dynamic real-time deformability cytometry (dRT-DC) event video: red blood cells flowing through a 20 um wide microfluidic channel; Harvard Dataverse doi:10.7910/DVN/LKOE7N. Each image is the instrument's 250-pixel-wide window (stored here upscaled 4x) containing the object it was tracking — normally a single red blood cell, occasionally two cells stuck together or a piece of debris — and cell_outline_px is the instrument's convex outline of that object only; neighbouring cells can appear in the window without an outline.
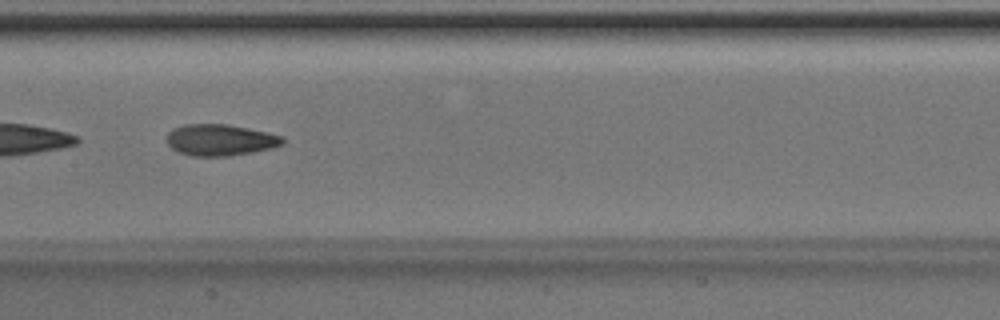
{"species": "Egyptian fruit bat (a non-hibernating species)", "species_latin": "Rousettus aegyptiacus", "temperature_condition": "room temperature", "stored_images_in_passage": 48, "camera_frame_rate_fps": 3000, "um_per_image_px": 0.085, "animal": {"sex": "male"}, "frame": {"image": 1, "passage_image": 24, "time_ms": 7.667, "image_size_px": [1000, 320], "cell_outline_px": [[284, 144], [272, 148], [252, 152], [228, 156], [192, 156], [180, 152], [172, 148], [168, 144], [168, 132], [172, 128], [184, 124], [228, 124], [268, 132], [284, 136]], "centroid_in_image_um": [18.75, 11.89], "position_along_channel_um": 188.7, "area_um2": 21.27}}
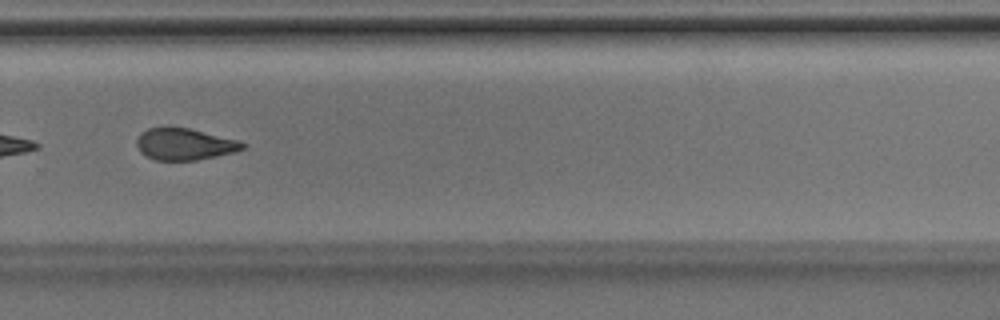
{"frame": {"image": 2, "passage_image": 33, "time_ms": 10.667, "image_size_px": [1000, 320], "cell_outline_px": [[244, 148], [236, 152], [196, 160], [156, 160], [140, 152], [136, 144], [136, 140], [140, 132], [148, 128], [188, 128], [236, 140], [244, 144]], "centroid_in_image_um": [15.65, 12.26], "position_along_channel_um": 314.2, "area_um2": 19.19}}
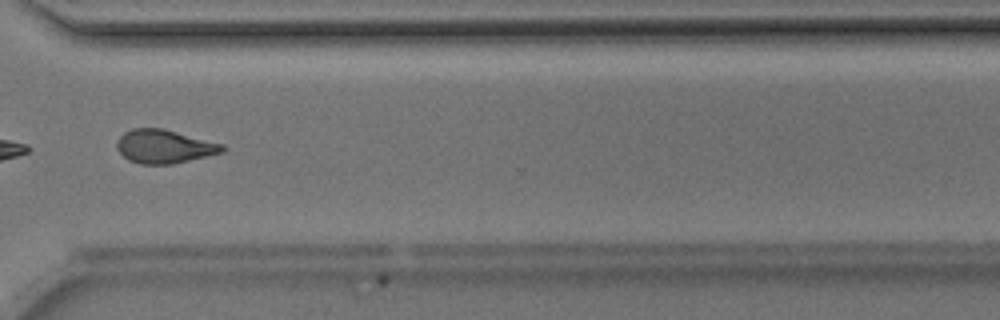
{"frame": {"image": 3, "passage_image": 36, "time_ms": 11.667, "image_size_px": [1000, 320], "cell_outline_px": [[224, 152], [172, 164], [140, 164], [128, 160], [116, 148], [116, 144], [120, 136], [124, 132], [132, 128], [164, 128], [224, 144]], "centroid_in_image_um": [13.96, 12.44], "position_along_channel_um": 356.6, "area_um2": 20.69}, "authors_computed_cell_mechanics": {"area_um2": 21.0681, "velocity_mm_per_s": 4.2066, "shape_relaxation_time_tau1_ms": 5.1183, "shape_relaxation_time_tau2_ms": 2.3793, "deformation_change_tau1": 0.1449, "deformation_change_tau2": 0.0967}}